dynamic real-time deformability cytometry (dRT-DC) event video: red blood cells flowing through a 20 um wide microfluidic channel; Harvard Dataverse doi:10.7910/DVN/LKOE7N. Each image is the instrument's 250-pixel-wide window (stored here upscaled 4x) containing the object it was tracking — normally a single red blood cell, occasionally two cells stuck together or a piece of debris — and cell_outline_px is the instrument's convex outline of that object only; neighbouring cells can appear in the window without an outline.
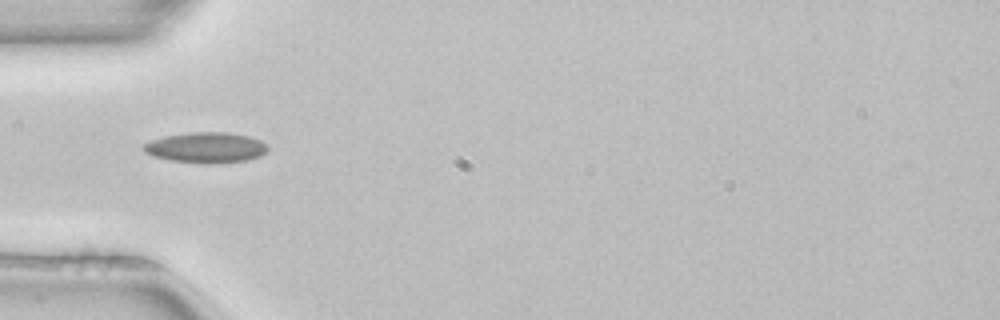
{"species": "common noctule bat (a hibernating species)", "species_latin": "Nyctalus noctula", "temperature_condition": "room temperature", "stored_images_in_passage": 17, "camera_frame_rate_fps": 3000, "um_per_image_px": 0.085, "animal": {"sex": "female", "body_mass_g": 22.7, "forearm_length_mm": 54.2}, "frame": {"image": 1, "passage_image": 3, "time_ms": 0.667, "image_size_px": [1000, 320], "cell_outline_px": [[268, 148], [260, 156], [248, 160], [172, 160], [152, 156], [144, 152], [140, 148], [144, 144], [152, 140], [164, 136], [188, 132], [228, 132], [248, 136], [260, 140]], "centroid_in_image_um": [17.45, 12.48], "position_along_channel_um": 67.5, "area_um2": 20.98}}